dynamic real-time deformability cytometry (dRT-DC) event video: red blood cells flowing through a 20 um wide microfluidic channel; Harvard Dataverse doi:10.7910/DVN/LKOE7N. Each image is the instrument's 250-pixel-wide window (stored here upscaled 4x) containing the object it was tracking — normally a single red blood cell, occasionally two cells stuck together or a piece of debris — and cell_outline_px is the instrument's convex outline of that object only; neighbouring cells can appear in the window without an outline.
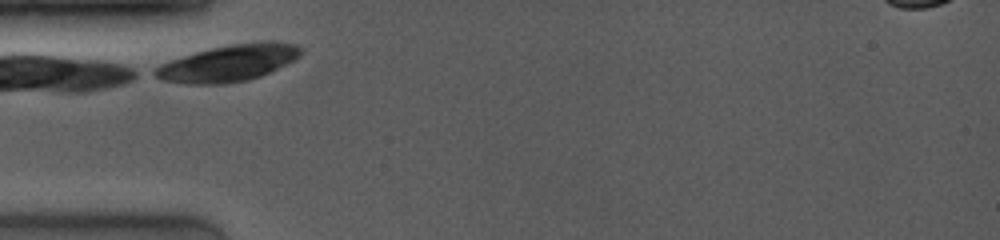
{"species": "common noctule bat (a hibernating species)", "species_latin": "Nyctalus noctula", "temperature_condition": "room temperature", "stored_images_in_passage": 15, "camera_frame_rate_fps": 4000, "um_per_image_px": 0.085, "animal": {"sex": "female", "body_mass_g": 19.0, "forearm_length_mm": 53.3}, "frame": {"image": 1, "passage_image": 1, "time_ms": 0.0, "image_size_px": [1000, 240], "cell_outline_px": [[304, 52], [300, 56], [260, 76], [248, 80], [224, 84], [184, 84], [164, 80], [148, 72], [160, 64], [196, 52], [212, 48], [232, 44], [268, 40], [296, 44]], "centroid_in_image_um": [19.4, 5.36], "position_along_channel_um": 65.6, "area_um2": 30.92}}
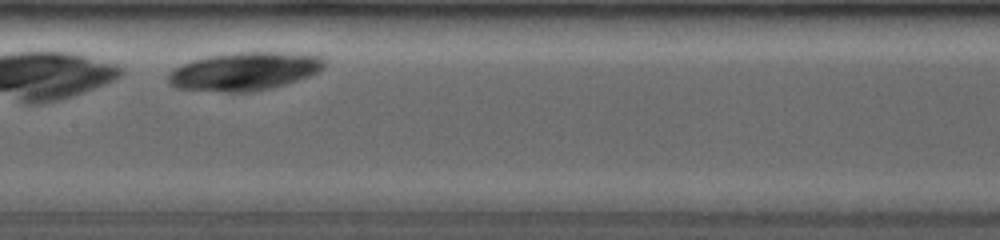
{"frame": {"image": 2, "passage_image": 7, "time_ms": 3.25, "image_size_px": [1000, 240], "cell_outline_px": [[328, 60], [324, 68], [308, 76], [272, 88], [252, 92], [228, 92], [176, 88], [168, 84], [168, 72], [192, 60], [208, 56], [240, 52], [276, 52], [320, 56]], "centroid_in_image_um": [20.78, 6.07], "position_along_channel_um": 186.6, "area_um2": 34.56}}